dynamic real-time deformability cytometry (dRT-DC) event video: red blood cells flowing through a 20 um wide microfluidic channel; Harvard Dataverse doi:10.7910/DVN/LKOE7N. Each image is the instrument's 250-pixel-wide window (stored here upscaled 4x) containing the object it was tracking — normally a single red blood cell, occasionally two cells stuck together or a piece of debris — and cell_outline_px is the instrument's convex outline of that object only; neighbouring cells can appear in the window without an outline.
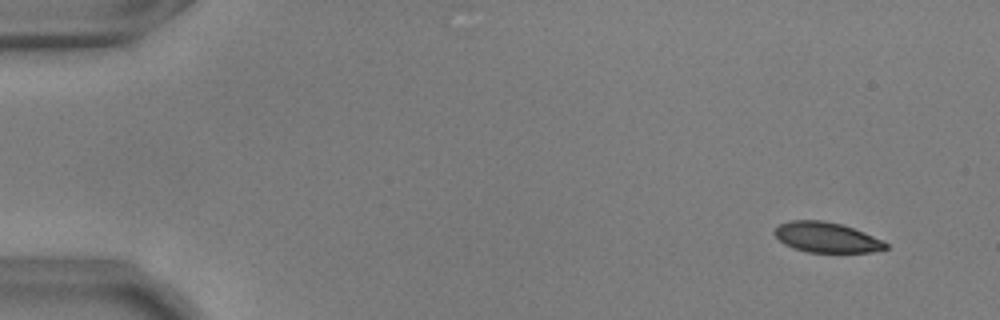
{"species": "common noctule bat (a hibernating species)", "species_latin": "Nyctalus noctula", "temperature_condition": "warm", "stored_images_in_passage": 9, "camera_frame_rate_fps": 3000, "um_per_image_px": 0.085, "animal": {"sex": "male", "body_mass_g": 17.9, "forearm_length_mm": 54.2}, "frame": {"image": 1, "passage_image": 1, "time_ms": 0.0, "image_size_px": [1000, 320], "cell_outline_px": [[888, 248], [872, 252], [808, 252], [792, 248], [784, 244], [772, 232], [780, 224], [792, 220], [824, 220], [840, 224], [864, 232], [884, 240], [888, 244]], "centroid_in_image_um": [70.26, 20.18], "position_along_channel_um": 14.7, "area_um2": 19.59}}